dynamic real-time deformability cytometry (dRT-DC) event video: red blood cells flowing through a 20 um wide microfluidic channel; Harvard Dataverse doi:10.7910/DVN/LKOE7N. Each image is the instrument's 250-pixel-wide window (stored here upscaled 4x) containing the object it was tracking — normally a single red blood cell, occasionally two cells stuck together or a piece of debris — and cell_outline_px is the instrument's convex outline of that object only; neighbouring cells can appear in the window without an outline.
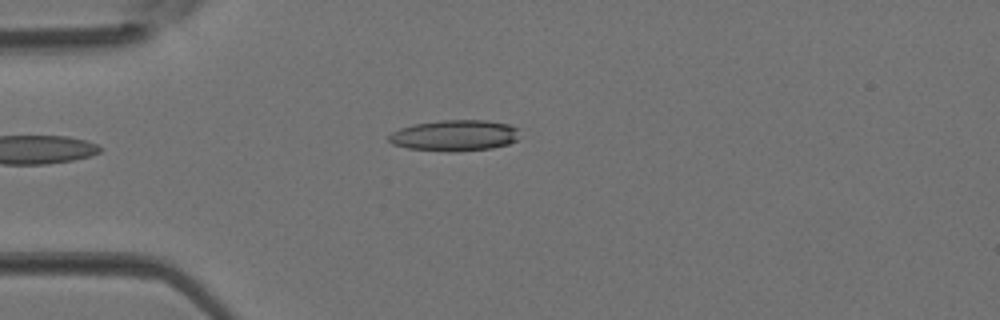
{"species": "Egyptian fruit bat (a non-hibernating species)", "species_latin": "Rousettus aegyptiacus", "temperature_condition": "room temperature", "stored_images_in_passage": 1, "camera_frame_rate_fps": 3000, "um_per_image_px": 0.085, "animal": {"sex": "female"}, "frame": {"image": 1, "passage_image": 1, "time_ms": 0.0, "image_size_px": [1000, 320], "cell_outline_px": [[520, 128], [516, 140], [508, 144], [492, 148], [456, 152], [448, 152], [408, 148], [392, 144], [388, 140], [388, 136], [392, 132], [400, 128], [412, 124], [440, 120], [484, 120], [508, 124]], "centroid_in_image_um": [38.64, 11.52], "position_along_channel_um": 46.4, "area_um2": 23.87}}